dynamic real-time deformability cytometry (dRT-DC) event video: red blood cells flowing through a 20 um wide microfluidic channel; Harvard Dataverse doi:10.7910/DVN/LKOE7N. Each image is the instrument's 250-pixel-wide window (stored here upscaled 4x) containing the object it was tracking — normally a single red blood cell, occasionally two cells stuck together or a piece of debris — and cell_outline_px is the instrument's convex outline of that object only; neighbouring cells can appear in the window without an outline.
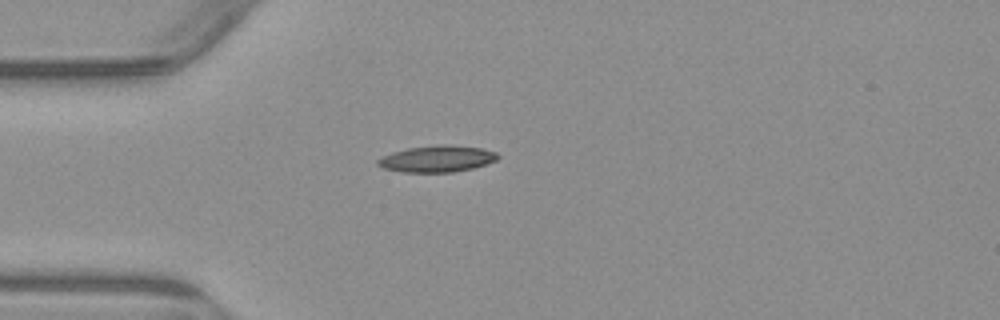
{"species": "common noctule bat (a hibernating species)", "species_latin": "Nyctalus noctula", "temperature_condition": "warm", "stored_images_in_passage": 1, "camera_frame_rate_fps": 3000, "um_per_image_px": 0.085, "animal": {"sex": "male", "body_mass_g": 23.1, "forearm_length_mm": 52.7}, "frame": {"image": 1, "passage_image": 1, "time_ms": 0.0, "image_size_px": [1000, 320], "cell_outline_px": [[500, 156], [496, 160], [472, 168], [452, 172], [400, 172], [384, 168], [376, 164], [376, 160], [392, 152], [408, 148], [440, 144], [448, 144], [480, 148], [496, 152]], "centroid_in_image_um": [37.13, 13.49], "position_along_channel_um": 47.9, "area_um2": 18.44}}